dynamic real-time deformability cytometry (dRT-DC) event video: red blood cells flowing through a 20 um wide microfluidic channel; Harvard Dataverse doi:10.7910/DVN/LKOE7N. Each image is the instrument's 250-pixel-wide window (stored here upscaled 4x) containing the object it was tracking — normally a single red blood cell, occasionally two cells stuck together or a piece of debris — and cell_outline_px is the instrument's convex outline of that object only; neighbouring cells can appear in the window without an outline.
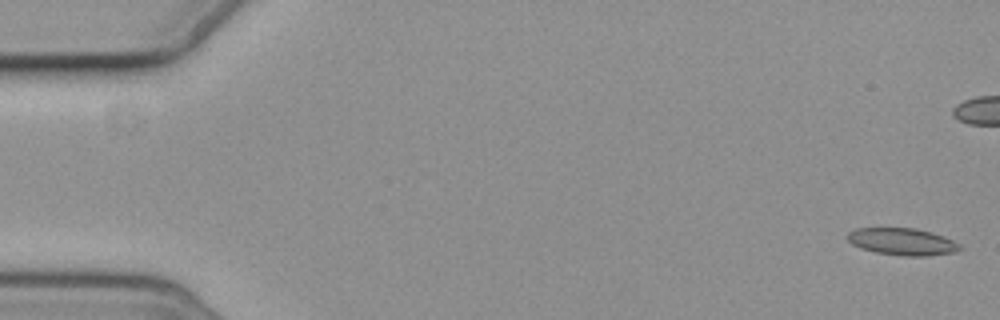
{"species": "common noctule bat (a hibernating species)", "species_latin": "Nyctalus noctula", "temperature_condition": "cold", "stored_images_in_passage": 3, "camera_frame_rate_fps": 3000, "um_per_image_px": 0.085, "animal": {"sex": "female", "body_mass_g": 19.3, "forearm_length_mm": 54.1}, "frame": {"image": 1, "passage_image": 1, "time_ms": 0.0, "image_size_px": [1000, 320], "cell_outline_px": [[964, 248], [956, 252], [928, 256], [900, 256], [876, 252], [860, 248], [852, 244], [848, 240], [848, 232], [856, 228], [916, 228], [944, 236], [960, 244]], "centroid_in_image_um": [76.72, 20.55], "position_along_channel_um": 8.3, "area_um2": 17.86}}